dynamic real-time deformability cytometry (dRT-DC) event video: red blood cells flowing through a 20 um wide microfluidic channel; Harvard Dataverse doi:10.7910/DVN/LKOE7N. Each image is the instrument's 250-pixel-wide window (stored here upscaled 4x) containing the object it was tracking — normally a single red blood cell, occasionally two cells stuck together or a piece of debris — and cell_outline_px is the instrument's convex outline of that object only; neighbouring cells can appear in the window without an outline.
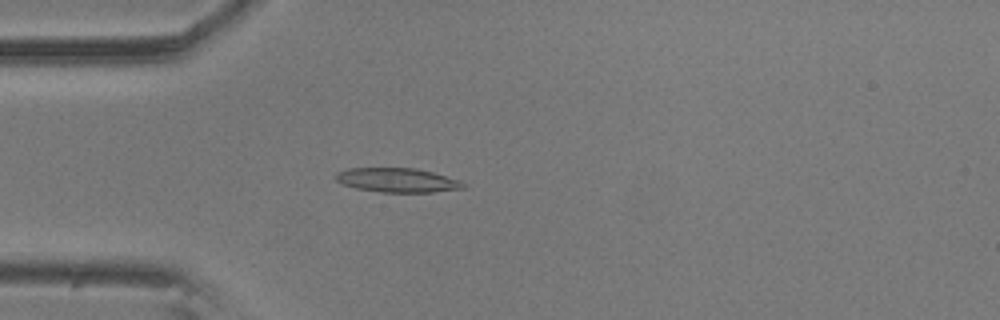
{"species": "common noctule bat (a hibernating species)", "species_latin": "Nyctalus noctula", "temperature_condition": "room temperature", "stored_images_in_passage": 49, "camera_frame_rate_fps": 3000, "um_per_image_px": 0.085, "animal": {"sex": "male", "body_mass_g": 20.5, "forearm_length_mm": 52.5}, "frame": {"image": 1, "passage_image": 8, "time_ms": 2.333, "image_size_px": [1000, 320], "cell_outline_px": [[468, 184], [464, 188], [432, 192], [380, 192], [356, 188], [344, 184], [336, 180], [336, 172], [348, 168], [416, 168], [432, 172], [460, 180]], "centroid_in_image_um": [33.8, 15.31], "position_along_channel_um": 51.2, "area_um2": 17.98}}
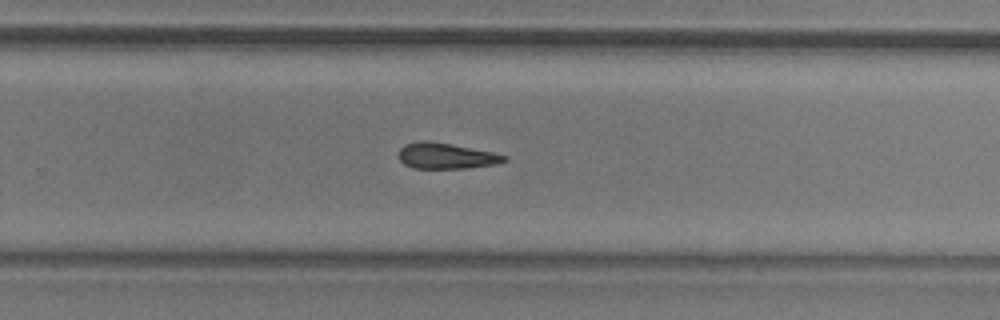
{"frame": {"image": 2, "passage_image": 29, "time_ms": 9.333, "image_size_px": [1000, 320], "cell_outline_px": [[508, 160], [496, 164], [468, 168], [412, 168], [404, 164], [400, 160], [400, 148], [404, 144], [420, 140], [424, 140], [452, 144], [492, 152], [508, 156]], "centroid_in_image_um": [37.92, 13.25], "position_along_channel_um": 291.9, "area_um2": 15.9}}
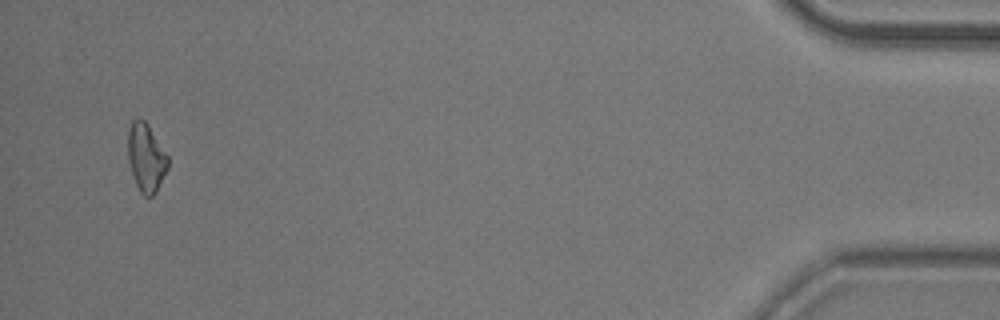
{"frame": {"image": 3, "passage_image": 47, "time_ms": 15.333, "image_size_px": [1000, 320], "cell_outline_px": [[168, 168], [156, 192], [152, 196], [144, 196], [140, 192], [136, 184], [128, 160], [128, 128], [132, 120], [136, 116], [140, 116], [148, 124], [168, 156]], "centroid_in_image_um": [12.41, 13.35], "position_along_channel_um": 422.8, "area_um2": 16.01}}